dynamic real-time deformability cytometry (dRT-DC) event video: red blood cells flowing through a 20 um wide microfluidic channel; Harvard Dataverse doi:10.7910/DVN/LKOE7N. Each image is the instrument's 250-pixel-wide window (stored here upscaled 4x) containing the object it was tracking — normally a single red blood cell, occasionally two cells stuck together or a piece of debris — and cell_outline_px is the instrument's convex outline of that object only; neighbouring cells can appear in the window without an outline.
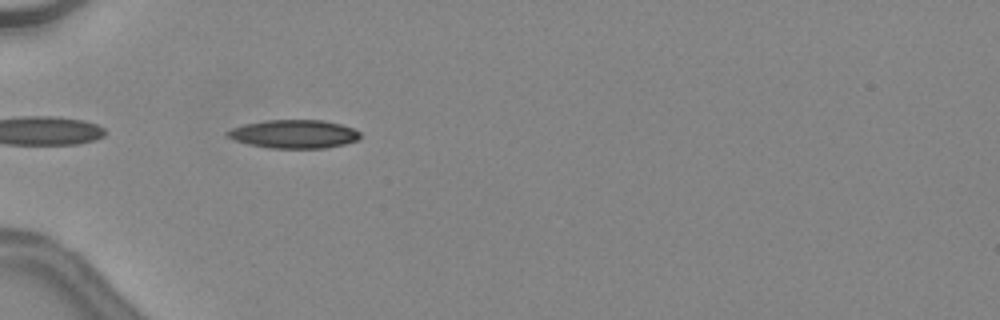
{"species": "common noctule bat (a hibernating species)", "species_latin": "Nyctalus noctula", "temperature_condition": "warm", "stored_images_in_passage": 6, "camera_frame_rate_fps": 3000, "um_per_image_px": 0.085, "animal": {"sex": "female", "body_mass_g": 24.6, "forearm_length_mm": 56.2}, "frame": {"image": 1, "passage_image": 2, "time_ms": 0.333, "image_size_px": [1000, 320], "cell_outline_px": [[360, 136], [356, 140], [344, 144], [324, 148], [268, 148], [248, 144], [224, 136], [224, 132], [232, 128], [244, 124], [264, 120], [324, 120], [340, 124], [352, 128], [360, 132]], "centroid_in_image_um": [24.94, 11.39], "position_along_channel_um": 60.1, "area_um2": 22.02}}